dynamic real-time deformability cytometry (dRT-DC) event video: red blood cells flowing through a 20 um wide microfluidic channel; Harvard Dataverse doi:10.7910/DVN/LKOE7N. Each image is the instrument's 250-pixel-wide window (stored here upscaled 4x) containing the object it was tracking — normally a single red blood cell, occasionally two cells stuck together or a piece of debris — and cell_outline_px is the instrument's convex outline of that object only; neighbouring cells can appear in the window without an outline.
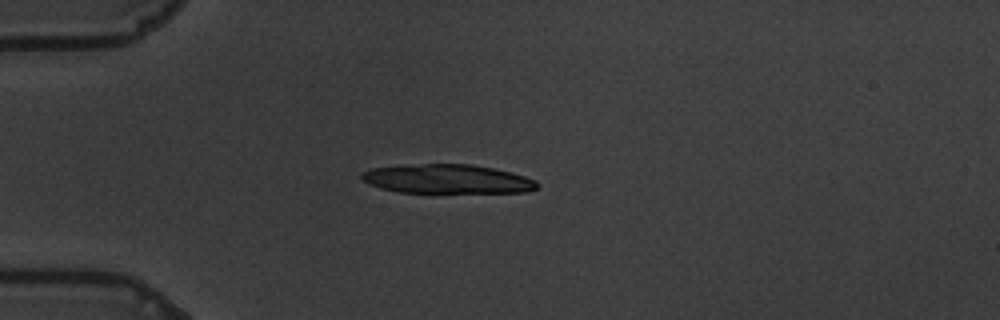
{"species": "common noctule bat (a hibernating species)", "species_latin": "Nyctalus noctula", "temperature_condition": "warm", "stored_images_in_passage": 43, "camera_frame_rate_fps": 3000, "um_per_image_px": 0.085, "animal": {"sex": "male", "body_mass_g": 19.5, "forearm_length_mm": 54.6}, "frame": {"image": 1, "passage_image": 1, "time_ms": 0.0, "image_size_px": [1000, 320], "cell_outline_px": [[540, 184], [536, 188], [528, 192], [396, 192], [380, 188], [364, 180], [360, 176], [360, 172], [372, 168], [420, 164], [472, 164], [512, 172], [536, 180]], "centroid_in_image_um": [38.04, 15.21], "position_along_channel_um": 47.0, "area_um2": 29.59}}